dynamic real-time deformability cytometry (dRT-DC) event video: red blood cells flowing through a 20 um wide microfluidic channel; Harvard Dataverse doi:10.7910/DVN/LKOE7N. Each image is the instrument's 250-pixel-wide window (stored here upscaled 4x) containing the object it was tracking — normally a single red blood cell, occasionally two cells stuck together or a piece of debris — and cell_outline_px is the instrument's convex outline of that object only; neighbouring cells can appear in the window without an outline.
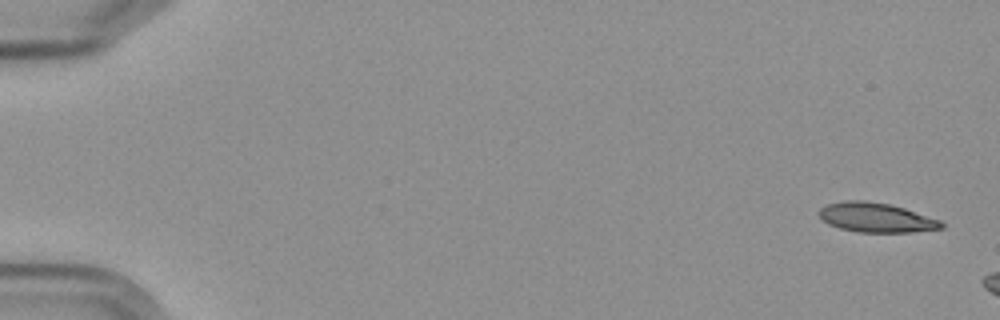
{"species": "Egyptian fruit bat (a non-hibernating species)", "species_latin": "Rousettus aegyptiacus", "temperature_condition": "cold", "stored_images_in_passage": 5, "camera_frame_rate_fps": 3000, "um_per_image_px": 0.085, "frame": {"image": 1, "passage_image": 1, "time_ms": 0.0, "image_size_px": [1000, 320], "cell_outline_px": [[944, 228], [912, 232], [860, 232], [840, 228], [828, 224], [820, 220], [816, 212], [820, 208], [828, 204], [844, 200], [864, 200], [888, 204], [904, 208], [940, 220], [944, 224]], "centroid_in_image_um": [74.42, 18.49], "position_along_channel_um": 10.6, "area_um2": 21.1}}